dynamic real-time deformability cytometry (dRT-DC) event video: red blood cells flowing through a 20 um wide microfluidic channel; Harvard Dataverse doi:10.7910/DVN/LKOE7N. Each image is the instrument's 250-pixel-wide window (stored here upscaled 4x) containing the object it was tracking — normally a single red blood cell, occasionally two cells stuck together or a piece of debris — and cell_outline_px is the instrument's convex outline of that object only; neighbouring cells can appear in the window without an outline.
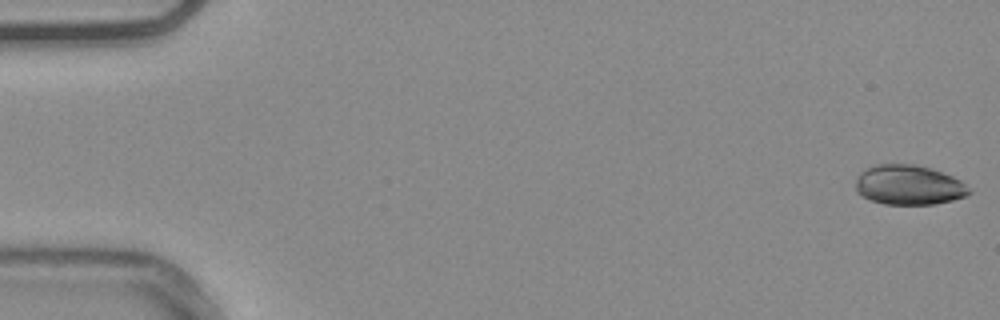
{"species": "common noctule bat (a hibernating species)", "species_latin": "Nyctalus noctula", "temperature_condition": "warm", "stored_images_in_passage": 54, "camera_frame_rate_fps": 3000, "um_per_image_px": 0.085, "animal": {"sex": "male", "body_mass_g": 20.4}, "frame": {"image": 1, "passage_image": 1, "time_ms": 0.0, "image_size_px": [1000, 320], "cell_outline_px": [[972, 192], [968, 196], [936, 204], [884, 204], [872, 200], [856, 192], [856, 176], [864, 168], [876, 164], [916, 164], [932, 168], [952, 176], [960, 180]], "centroid_in_image_um": [77.24, 15.71], "position_along_channel_um": 7.8, "area_um2": 26.47}}
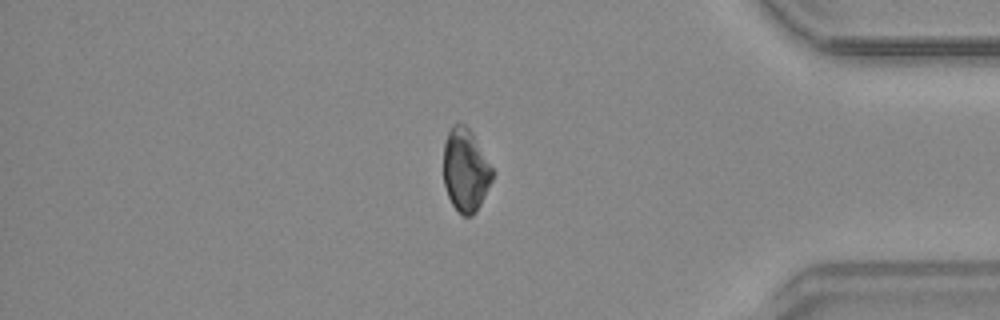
{"frame": {"image": 2, "passage_image": 46, "time_ms": 15.0, "image_size_px": [1000, 320], "cell_outline_px": [[496, 172], [476, 212], [472, 216], [464, 216], [452, 204], [448, 196], [444, 184], [444, 144], [448, 132], [452, 124], [464, 124], [472, 132]], "centroid_in_image_um": [39.59, 14.45], "position_along_channel_um": 395.6, "area_um2": 23.7}}
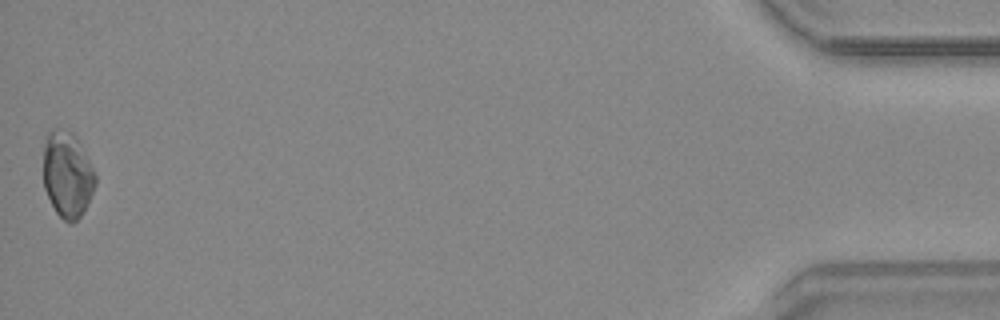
{"frame": {"image": 3, "passage_image": 54, "time_ms": 17.667, "image_size_px": [1000, 320], "cell_outline_px": [[96, 184], [80, 216], [72, 224], [68, 224], [56, 212], [44, 188], [44, 136], [52, 128], [64, 128], [72, 132], [76, 136], [96, 176]], "centroid_in_image_um": [5.7, 14.8], "position_along_channel_um": 429.5, "area_um2": 25.89}, "authors_computed_cell_mechanics": {"area_um2": 25.3164, "velocity_mm_per_s": 3.7709, "shape_relaxation_time_tau1_ms": 4.5798, "shape_relaxation_time_tau2_ms": 9.7179, "deformation_change_tau1": 0.0929, "deformation_change_tau2": 0.0675}}